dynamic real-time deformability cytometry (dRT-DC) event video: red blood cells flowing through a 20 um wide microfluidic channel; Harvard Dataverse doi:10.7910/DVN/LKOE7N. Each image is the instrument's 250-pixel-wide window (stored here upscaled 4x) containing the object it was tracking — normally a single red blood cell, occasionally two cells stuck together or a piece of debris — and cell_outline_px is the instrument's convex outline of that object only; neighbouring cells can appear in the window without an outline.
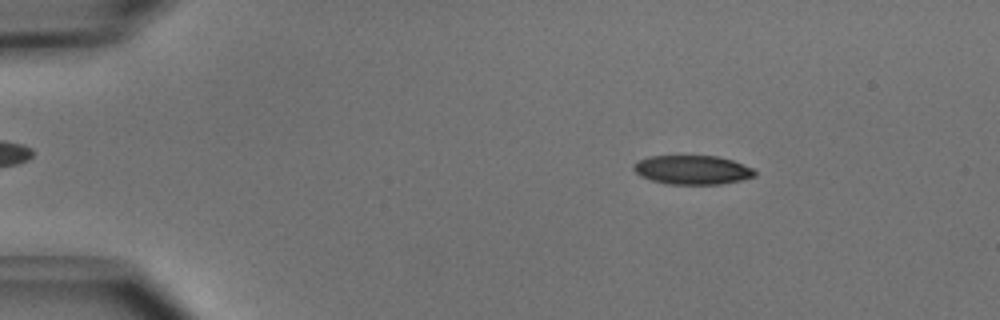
{"species": "common noctule bat (a hibernating species)", "species_latin": "Nyctalus noctula", "temperature_condition": "cold", "stored_images_in_passage": 50, "camera_frame_rate_fps": 3000, "um_per_image_px": 0.085, "animal": {"sex": "male", "body_mass_g": 15.6}, "frame": {"image": 1, "passage_image": 8, "time_ms": 2.333, "image_size_px": [1000, 320], "cell_outline_px": [[756, 176], [740, 180], [720, 184], [664, 184], [640, 176], [632, 168], [632, 164], [648, 156], [716, 156], [732, 160], [752, 168], [756, 172]], "centroid_in_image_um": [58.82, 14.44], "position_along_channel_um": 26.2, "area_um2": 20.46}}
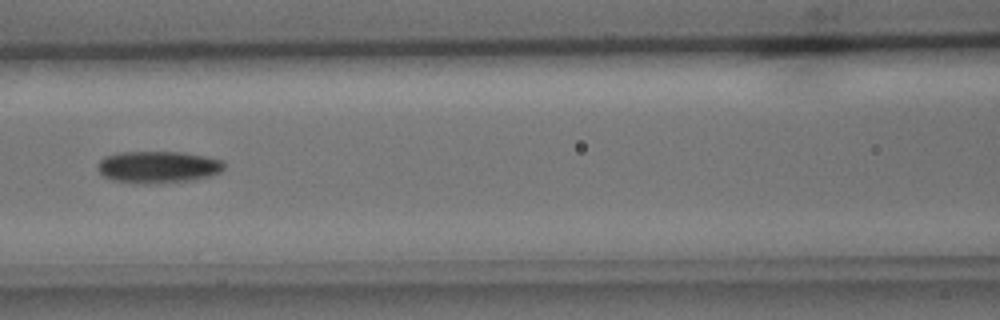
{"frame": {"image": 2, "passage_image": 23, "time_ms": 7.333, "image_size_px": [1000, 320], "cell_outline_px": [[224, 168], [220, 172], [208, 176], [192, 180], [112, 180], [104, 176], [100, 172], [96, 164], [104, 156], [120, 152], [184, 152], [224, 160]], "centroid_in_image_um": [13.46, 14.12], "position_along_channel_um": 153.1, "area_um2": 22.37}}
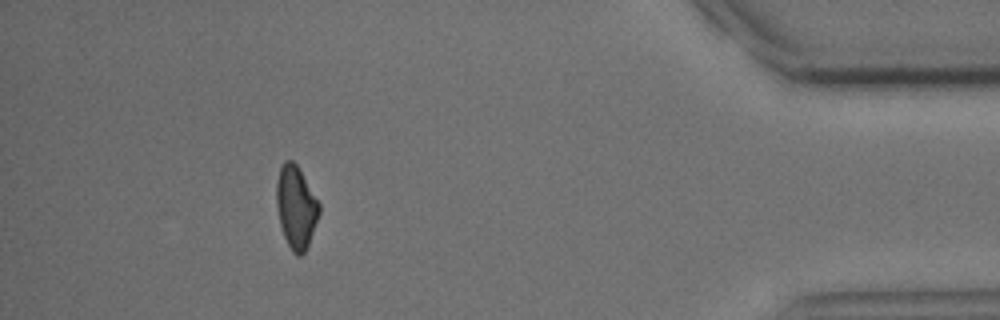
{"frame": {"image": 3, "passage_image": 46, "time_ms": 15.0, "image_size_px": [1000, 320], "cell_outline_px": [[320, 212], [308, 244], [304, 252], [300, 256], [296, 256], [292, 252], [284, 236], [280, 224], [276, 204], [276, 180], [280, 168], [284, 160], [292, 160], [296, 164], [320, 204]], "centroid_in_image_um": [25.14, 17.6], "position_along_channel_um": 410.1, "area_um2": 20.35}, "authors_computed_cell_mechanics": {"area_um2": 21.6172, "velocity_mm_per_s": 3.9886, "shape_relaxation_time_tau1_ms": 4.0463, "shape_relaxation_time_tau2_ms": null, "deformation_change_tau1": 0.1187, "deformation_change_tau2": null}}